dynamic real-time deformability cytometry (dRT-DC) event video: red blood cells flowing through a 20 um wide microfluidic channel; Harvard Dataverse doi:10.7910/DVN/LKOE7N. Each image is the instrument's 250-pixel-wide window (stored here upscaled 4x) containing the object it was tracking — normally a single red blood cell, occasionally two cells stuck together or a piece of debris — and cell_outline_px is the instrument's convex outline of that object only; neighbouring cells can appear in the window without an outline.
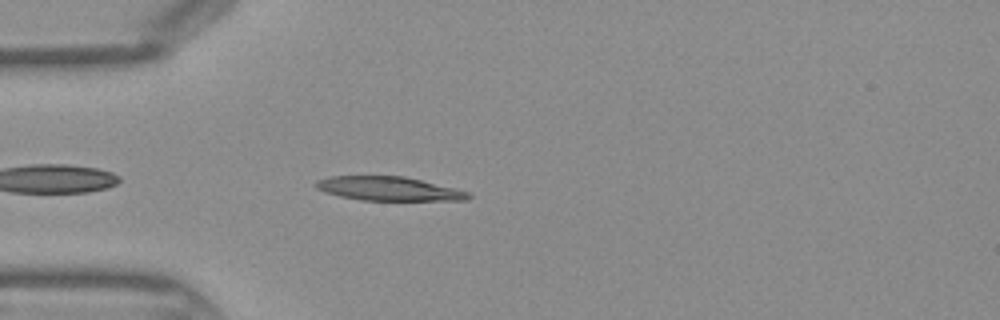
{"species": "Egyptian fruit bat (a non-hibernating species)", "species_latin": "Rousettus aegyptiacus", "temperature_condition": "warm", "stored_images_in_passage": 35, "camera_frame_rate_fps": 3000, "um_per_image_px": 0.085, "frame": {"image": 1, "passage_image": 3, "time_ms": 0.667, "image_size_px": [1000, 320], "cell_outline_px": [[472, 196], [468, 200], [360, 200], [340, 196], [324, 192], [316, 188], [312, 184], [316, 180], [328, 176], [404, 176], [456, 188], [468, 192]], "centroid_in_image_um": [33.0, 16.03], "position_along_channel_um": 52.0, "area_um2": 21.39}}
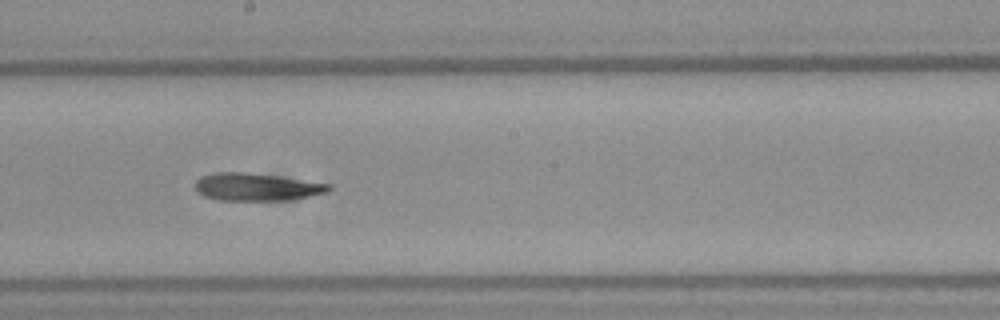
{"frame": {"image": 2, "passage_image": 15, "time_ms": 4.667, "image_size_px": [1000, 320], "cell_outline_px": [[332, 188], [328, 192], [292, 200], [216, 200], [204, 196], [196, 192], [196, 180], [200, 176], [216, 172], [240, 172], [276, 176], [332, 184]], "centroid_in_image_um": [21.8, 15.9], "position_along_channel_um": 226.4, "area_um2": 21.5}}
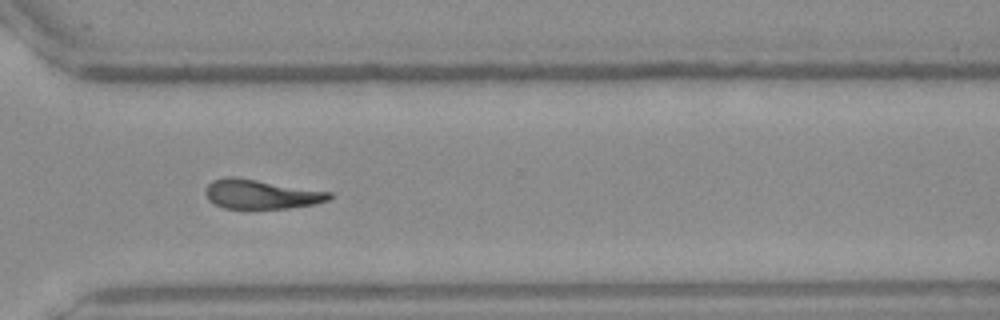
{"frame": {"image": 3, "passage_image": 23, "time_ms": 7.333, "image_size_px": [1000, 320], "cell_outline_px": [[332, 196], [328, 200], [316, 204], [288, 208], [224, 208], [208, 200], [204, 192], [204, 188], [212, 180], [224, 176], [236, 176], [332, 192]], "centroid_in_image_um": [22.16, 16.49], "position_along_channel_um": 348.4, "area_um2": 21.39}}